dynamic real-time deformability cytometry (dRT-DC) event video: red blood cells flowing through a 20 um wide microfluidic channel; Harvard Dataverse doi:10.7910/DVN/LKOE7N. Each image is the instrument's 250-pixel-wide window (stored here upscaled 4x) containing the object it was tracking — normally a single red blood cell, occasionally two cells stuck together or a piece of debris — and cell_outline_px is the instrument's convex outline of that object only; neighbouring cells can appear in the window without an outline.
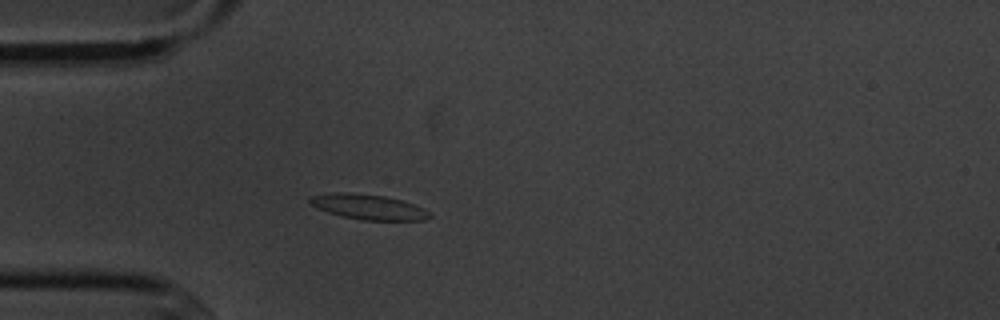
{"species": "common noctule bat (a hibernating species)", "species_latin": "Nyctalus noctula", "temperature_condition": "cold", "stored_images_in_passage": 3, "camera_frame_rate_fps": 3000, "um_per_image_px": 0.085, "animal": {"sex": "male", "body_mass_g": 20.1, "forearm_length_mm": 53.5}, "frame": {"image": 1, "passage_image": 3, "time_ms": 2.333, "image_size_px": [1000, 320], "cell_outline_px": [[432, 216], [424, 220], [360, 220], [328, 212], [316, 208], [308, 204], [308, 196], [336, 192], [344, 192], [384, 196], [400, 200], [424, 208], [432, 212]], "centroid_in_image_um": [31.28, 17.59], "position_along_channel_um": 53.7, "area_um2": 17.57}}